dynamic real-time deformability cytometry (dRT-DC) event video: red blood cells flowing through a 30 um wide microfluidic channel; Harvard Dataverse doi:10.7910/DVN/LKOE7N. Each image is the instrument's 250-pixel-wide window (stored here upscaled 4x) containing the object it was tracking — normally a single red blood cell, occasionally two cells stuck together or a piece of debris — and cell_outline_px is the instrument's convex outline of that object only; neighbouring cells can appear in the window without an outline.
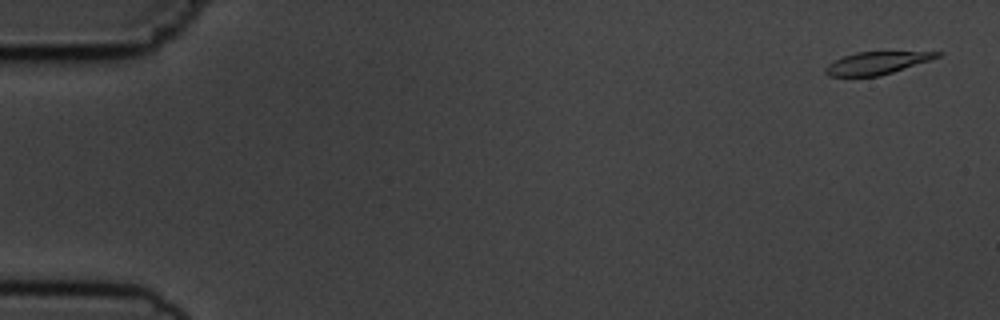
{"species": "common noctule bat (a hibernating species)", "species_latin": "Nyctalus noctula", "temperature_condition": "cold", "stored_images_in_passage": 5, "camera_frame_rate_fps": 3000, "um_per_image_px": 0.085, "animal": {"sex": "male", "body_mass_g": 19.5, "forearm_length_mm": 54.6}, "frame": {"image": 1, "passage_image": 1, "time_ms": 0.0, "image_size_px": [1000, 320], "cell_outline_px": [[944, 52], [940, 56], [880, 76], [828, 76], [824, 72], [824, 68], [828, 64], [844, 56], [856, 52]], "centroid_in_image_um": [74.46, 5.36], "position_along_channel_um": 10.5, "area_um2": 14.28}}
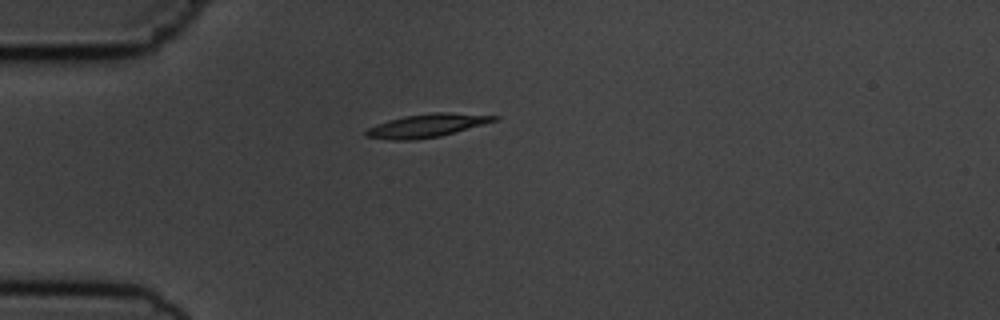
{"frame": {"image": 2, "passage_image": 5, "time_ms": 4.333, "image_size_px": [1000, 320], "cell_outline_px": [[500, 116], [496, 120], [440, 136], [416, 140], [392, 140], [364, 136], [364, 132], [368, 128], [376, 124], [388, 120], [404, 116], [432, 112], [452, 112]], "centroid_in_image_um": [36.23, 10.67], "position_along_channel_um": 48.8, "area_um2": 17.28}}